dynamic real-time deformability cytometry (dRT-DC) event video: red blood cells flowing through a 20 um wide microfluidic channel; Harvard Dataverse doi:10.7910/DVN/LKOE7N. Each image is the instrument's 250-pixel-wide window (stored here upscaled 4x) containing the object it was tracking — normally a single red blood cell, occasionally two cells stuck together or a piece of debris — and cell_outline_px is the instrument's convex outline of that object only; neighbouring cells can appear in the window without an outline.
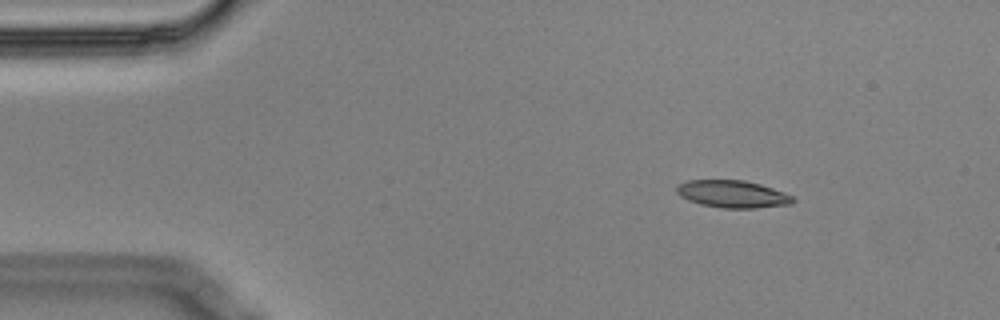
{"species": "Egyptian fruit bat (a non-hibernating species)", "species_latin": "Rousettus aegyptiacus", "temperature_condition": "cold", "stored_images_in_passage": 7, "camera_frame_rate_fps": 3000, "um_per_image_px": 0.085, "animal": {"sex": "male"}, "frame": {"image": 1, "passage_image": 1, "time_ms": 0.0, "image_size_px": [1000, 320], "cell_outline_px": [[796, 200], [792, 204], [756, 208], [720, 208], [700, 204], [688, 200], [680, 196], [676, 192], [676, 188], [680, 184], [688, 180], [744, 180], [760, 184], [784, 192], [792, 196]], "centroid_in_image_um": [62.28, 16.5], "position_along_channel_um": 22.7, "area_um2": 18.55}}
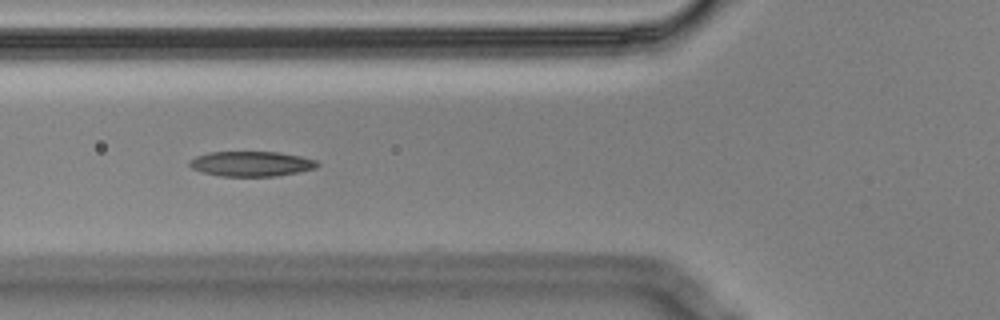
{"frame": {"image": 2, "passage_image": 4, "time_ms": 1.0, "image_size_px": [1000, 320], "cell_outline_px": [[320, 164], [316, 168], [276, 176], [220, 176], [204, 172], [192, 168], [188, 164], [196, 156], [208, 152], [280, 152], [300, 156], [316, 160]], "centroid_in_image_um": [21.38, 13.92], "position_along_channel_um": 104.4, "area_um2": 18.5}}
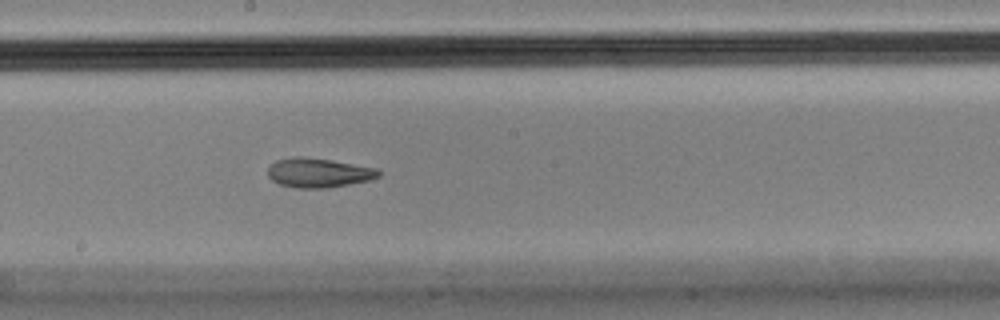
{"frame": {"image": 3, "passage_image": 7, "time_ms": 2.0, "image_size_px": [1000, 320], "cell_outline_px": [[380, 176], [368, 180], [328, 188], [296, 188], [280, 184], [272, 180], [268, 176], [268, 168], [276, 160], [292, 156], [300, 156], [332, 160], [376, 168], [380, 172]], "centroid_in_image_um": [27.05, 14.68], "position_along_channel_um": 221.2, "area_um2": 18.9}}